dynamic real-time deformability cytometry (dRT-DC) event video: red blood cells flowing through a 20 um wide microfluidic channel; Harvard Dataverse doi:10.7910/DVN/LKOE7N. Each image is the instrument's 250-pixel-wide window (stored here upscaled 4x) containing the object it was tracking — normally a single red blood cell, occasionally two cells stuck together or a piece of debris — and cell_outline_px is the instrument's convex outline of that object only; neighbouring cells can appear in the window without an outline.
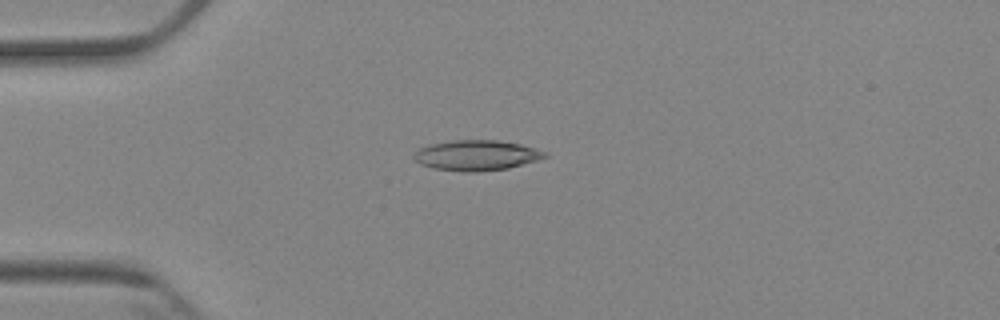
{"species": "Egyptian fruit bat (a non-hibernating species)", "species_latin": "Rousettus aegyptiacus", "temperature_condition": "cold", "stored_images_in_passage": 6, "camera_frame_rate_fps": 3000, "um_per_image_px": 0.085, "animal": {"sex": "female"}, "frame": {"image": 1, "passage_image": 4, "time_ms": 4.333, "image_size_px": [1000, 320], "cell_outline_px": [[548, 156], [536, 160], [508, 168], [480, 172], [464, 172], [432, 168], [420, 164], [412, 156], [420, 148], [432, 144], [452, 140], [496, 140], [520, 144], [536, 148], [548, 152]], "centroid_in_image_um": [40.51, 13.21], "position_along_channel_um": 44.5, "area_um2": 23.12}}
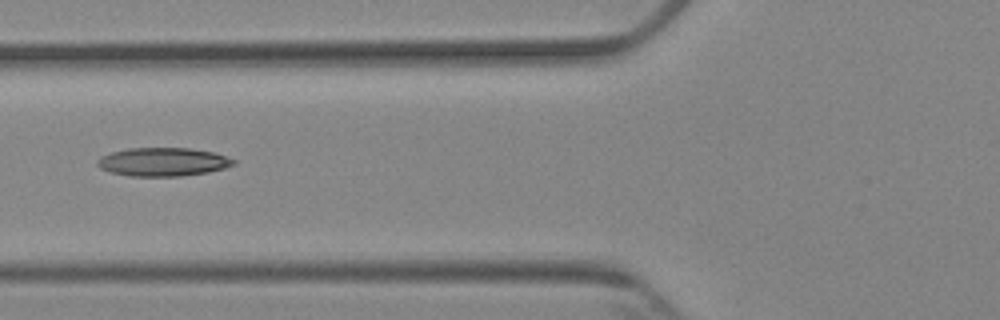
{"frame": {"image": 2, "passage_image": 6, "time_ms": 6.667, "image_size_px": [1000, 320], "cell_outline_px": [[236, 164], [224, 168], [208, 172], [180, 176], [128, 176], [112, 172], [100, 168], [96, 164], [96, 160], [100, 156], [112, 152], [128, 148], [188, 148], [212, 152], [236, 160]], "centroid_in_image_um": [13.82, 13.76], "position_along_channel_um": 112.0, "area_um2": 22.54}}